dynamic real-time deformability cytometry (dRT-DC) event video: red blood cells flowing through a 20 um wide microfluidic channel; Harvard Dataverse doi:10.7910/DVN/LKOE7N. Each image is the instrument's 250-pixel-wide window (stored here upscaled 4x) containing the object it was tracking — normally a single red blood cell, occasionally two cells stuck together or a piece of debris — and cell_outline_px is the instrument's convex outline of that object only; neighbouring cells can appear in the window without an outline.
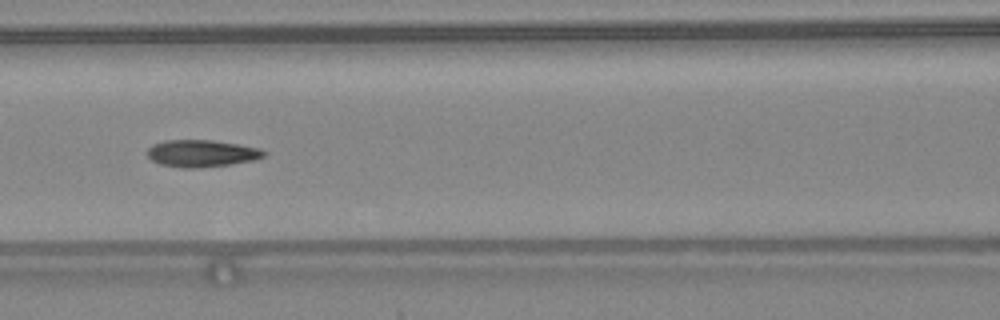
{"species": "common noctule bat (a hibernating species)", "species_latin": "Nyctalus noctula", "temperature_condition": "warm", "stored_images_in_passage": 47, "camera_frame_rate_fps": 3000, "um_per_image_px": 0.085, "animal": {"sex": "female", "body_mass_g": 24.6, "forearm_length_mm": 56.2}, "frame": {"image": 1, "passage_image": 21, "time_ms": 6.667, "image_size_px": [1000, 320], "cell_outline_px": [[268, 152], [264, 156], [256, 160], [200, 168], [180, 168], [160, 164], [152, 160], [148, 156], [148, 148], [152, 144], [164, 140], [212, 140], [260, 148]], "centroid_in_image_um": [17.14, 13.04], "position_along_channel_um": 149.5, "area_um2": 18.44}}
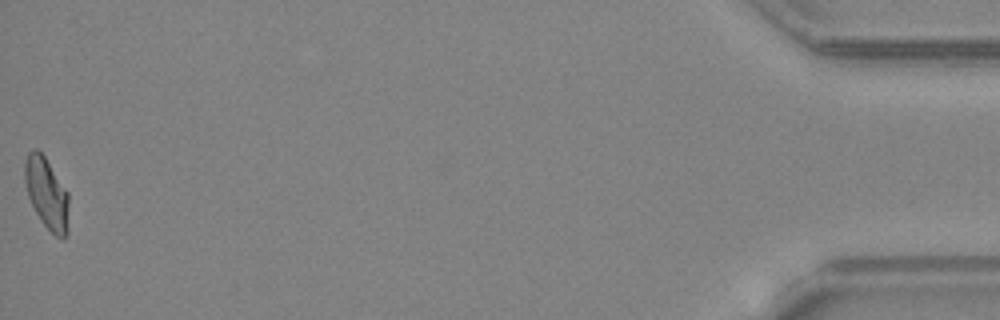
{"frame": {"image": 2, "passage_image": 47, "time_ms": 15.333, "image_size_px": [1000, 320], "cell_outline_px": [[68, 232], [64, 240], [60, 240], [44, 224], [36, 212], [28, 196], [24, 180], [24, 160], [28, 152], [32, 148], [36, 148], [44, 156], [68, 192]], "centroid_in_image_um": [3.96, 16.43], "position_along_channel_um": 431.2, "area_um2": 18.32}, "authors_computed_cell_mechanics": {"area_um2": 17.918, "velocity_mm_per_s": 4.3887, "shape_relaxation_time_tau1_ms": 5.485, "shape_relaxation_time_tau2_ms": 2.3279, "deformation_change_tau1": 0.1861, "deformation_change_tau2": 0.0623}}